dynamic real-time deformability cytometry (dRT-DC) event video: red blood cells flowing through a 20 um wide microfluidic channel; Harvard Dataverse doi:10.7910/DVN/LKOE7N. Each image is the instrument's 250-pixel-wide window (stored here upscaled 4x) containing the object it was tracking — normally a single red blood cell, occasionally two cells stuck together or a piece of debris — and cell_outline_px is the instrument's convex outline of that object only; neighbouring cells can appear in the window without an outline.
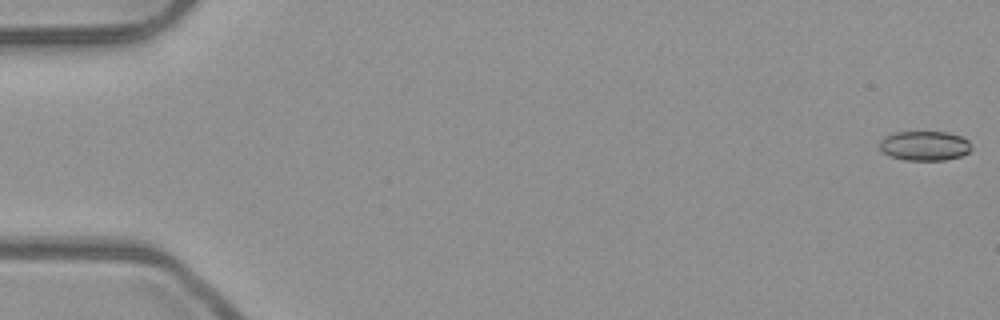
{"species": "common noctule bat (a hibernating species)", "species_latin": "Nyctalus noctula", "temperature_condition": "room temperature", "stored_images_in_passage": 16, "camera_frame_rate_fps": 3000, "um_per_image_px": 0.085, "animal": {"sex": "male", "body_mass_g": 23.1, "forearm_length_mm": 52.7}, "frame": {"image": 1, "passage_image": 1, "time_ms": 0.0, "image_size_px": [1000, 320], "cell_outline_px": [[972, 148], [968, 152], [960, 156], [944, 160], [904, 160], [892, 156], [884, 152], [880, 148], [880, 140], [884, 136], [896, 132], [948, 132], [960, 136], [968, 140]], "centroid_in_image_um": [78.6, 12.38], "position_along_channel_um": 6.4, "area_um2": 15.72}}
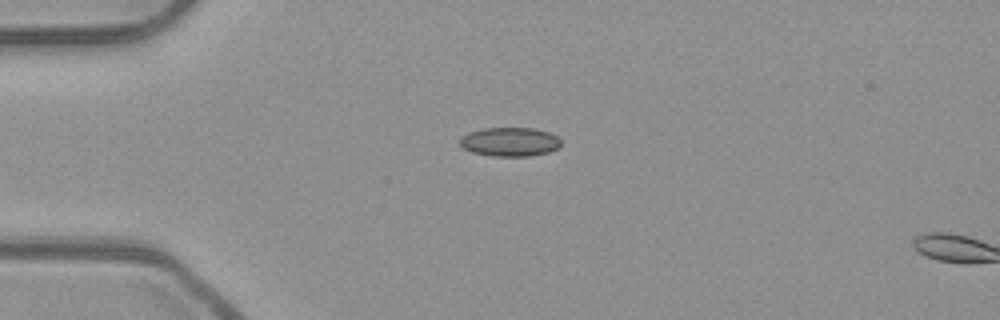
{"frame": {"image": 2, "passage_image": 14, "time_ms": 4.333, "image_size_px": [1000, 320], "cell_outline_px": [[560, 144], [556, 148], [548, 152], [532, 156], [492, 156], [472, 152], [464, 148], [460, 144], [460, 136], [468, 132], [484, 128], [532, 128], [548, 132], [556, 136], [560, 140]], "centroid_in_image_um": [43.3, 12.05], "position_along_channel_um": 41.7, "area_um2": 16.99}}